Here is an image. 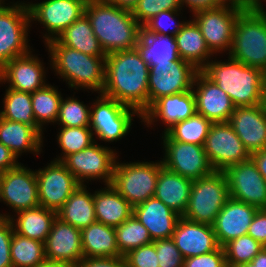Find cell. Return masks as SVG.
Returning a JSON list of instances; mask_svg holds the SVG:
<instances>
[{
	"instance_id": "cell-10",
	"label": "cell",
	"mask_w": 266,
	"mask_h": 267,
	"mask_svg": "<svg viewBox=\"0 0 266 267\" xmlns=\"http://www.w3.org/2000/svg\"><path fill=\"white\" fill-rule=\"evenodd\" d=\"M100 96V97H99ZM92 104L90 112V129L97 139L106 142L119 141L130 131L133 115H141L117 100L102 93Z\"/></svg>"
},
{
	"instance_id": "cell-11",
	"label": "cell",
	"mask_w": 266,
	"mask_h": 267,
	"mask_svg": "<svg viewBox=\"0 0 266 267\" xmlns=\"http://www.w3.org/2000/svg\"><path fill=\"white\" fill-rule=\"evenodd\" d=\"M96 142L79 152L70 154L62 161L81 185H84L86 180L95 179H102L104 185L112 184L117 153Z\"/></svg>"
},
{
	"instance_id": "cell-30",
	"label": "cell",
	"mask_w": 266,
	"mask_h": 267,
	"mask_svg": "<svg viewBox=\"0 0 266 267\" xmlns=\"http://www.w3.org/2000/svg\"><path fill=\"white\" fill-rule=\"evenodd\" d=\"M42 137L32 126L0 117V143L10 149L17 159L23 152L40 154Z\"/></svg>"
},
{
	"instance_id": "cell-42",
	"label": "cell",
	"mask_w": 266,
	"mask_h": 267,
	"mask_svg": "<svg viewBox=\"0 0 266 267\" xmlns=\"http://www.w3.org/2000/svg\"><path fill=\"white\" fill-rule=\"evenodd\" d=\"M223 248L227 267H237L241 264L251 262L264 246L246 234L229 241Z\"/></svg>"
},
{
	"instance_id": "cell-13",
	"label": "cell",
	"mask_w": 266,
	"mask_h": 267,
	"mask_svg": "<svg viewBox=\"0 0 266 267\" xmlns=\"http://www.w3.org/2000/svg\"><path fill=\"white\" fill-rule=\"evenodd\" d=\"M88 0H44L27 6L30 21H38L46 28L45 44L56 39L67 27L85 13Z\"/></svg>"
},
{
	"instance_id": "cell-29",
	"label": "cell",
	"mask_w": 266,
	"mask_h": 267,
	"mask_svg": "<svg viewBox=\"0 0 266 267\" xmlns=\"http://www.w3.org/2000/svg\"><path fill=\"white\" fill-rule=\"evenodd\" d=\"M16 214L18 215L16 219H14V216L12 217L6 213L2 214V218L10 219L15 233L40 242L46 241L53 222L57 217L56 211L42 206L22 210Z\"/></svg>"
},
{
	"instance_id": "cell-15",
	"label": "cell",
	"mask_w": 266,
	"mask_h": 267,
	"mask_svg": "<svg viewBox=\"0 0 266 267\" xmlns=\"http://www.w3.org/2000/svg\"><path fill=\"white\" fill-rule=\"evenodd\" d=\"M224 174L227 178L230 198L258 209H266V180L251 157L229 166Z\"/></svg>"
},
{
	"instance_id": "cell-24",
	"label": "cell",
	"mask_w": 266,
	"mask_h": 267,
	"mask_svg": "<svg viewBox=\"0 0 266 267\" xmlns=\"http://www.w3.org/2000/svg\"><path fill=\"white\" fill-rule=\"evenodd\" d=\"M172 238L184 259L212 252L219 247L211 225L193 222L182 216Z\"/></svg>"
},
{
	"instance_id": "cell-58",
	"label": "cell",
	"mask_w": 266,
	"mask_h": 267,
	"mask_svg": "<svg viewBox=\"0 0 266 267\" xmlns=\"http://www.w3.org/2000/svg\"><path fill=\"white\" fill-rule=\"evenodd\" d=\"M235 2L241 3L245 6H256V7H261L264 4H262L261 0H233ZM266 1V0H264Z\"/></svg>"
},
{
	"instance_id": "cell-61",
	"label": "cell",
	"mask_w": 266,
	"mask_h": 267,
	"mask_svg": "<svg viewBox=\"0 0 266 267\" xmlns=\"http://www.w3.org/2000/svg\"><path fill=\"white\" fill-rule=\"evenodd\" d=\"M2 174H3V172H0V185H1Z\"/></svg>"
},
{
	"instance_id": "cell-22",
	"label": "cell",
	"mask_w": 266,
	"mask_h": 267,
	"mask_svg": "<svg viewBox=\"0 0 266 267\" xmlns=\"http://www.w3.org/2000/svg\"><path fill=\"white\" fill-rule=\"evenodd\" d=\"M46 260L68 262L78 265L84 258L81 230L63 222L58 217L44 242Z\"/></svg>"
},
{
	"instance_id": "cell-37",
	"label": "cell",
	"mask_w": 266,
	"mask_h": 267,
	"mask_svg": "<svg viewBox=\"0 0 266 267\" xmlns=\"http://www.w3.org/2000/svg\"><path fill=\"white\" fill-rule=\"evenodd\" d=\"M140 46L150 66H168L179 60L173 36L146 34L142 30Z\"/></svg>"
},
{
	"instance_id": "cell-32",
	"label": "cell",
	"mask_w": 266,
	"mask_h": 267,
	"mask_svg": "<svg viewBox=\"0 0 266 267\" xmlns=\"http://www.w3.org/2000/svg\"><path fill=\"white\" fill-rule=\"evenodd\" d=\"M84 257H121L115 228L95 221L81 230Z\"/></svg>"
},
{
	"instance_id": "cell-7",
	"label": "cell",
	"mask_w": 266,
	"mask_h": 267,
	"mask_svg": "<svg viewBox=\"0 0 266 267\" xmlns=\"http://www.w3.org/2000/svg\"><path fill=\"white\" fill-rule=\"evenodd\" d=\"M247 6L232 1L214 8L193 12L192 19L199 27L209 50L213 54L230 51L238 15ZM217 52V53H216Z\"/></svg>"
},
{
	"instance_id": "cell-40",
	"label": "cell",
	"mask_w": 266,
	"mask_h": 267,
	"mask_svg": "<svg viewBox=\"0 0 266 267\" xmlns=\"http://www.w3.org/2000/svg\"><path fill=\"white\" fill-rule=\"evenodd\" d=\"M116 242L122 256L129 251L153 242L147 228L132 214L115 228Z\"/></svg>"
},
{
	"instance_id": "cell-20",
	"label": "cell",
	"mask_w": 266,
	"mask_h": 267,
	"mask_svg": "<svg viewBox=\"0 0 266 267\" xmlns=\"http://www.w3.org/2000/svg\"><path fill=\"white\" fill-rule=\"evenodd\" d=\"M28 54L14 58L0 68V83H8V88L22 92H35L47 85L46 72L42 61Z\"/></svg>"
},
{
	"instance_id": "cell-53",
	"label": "cell",
	"mask_w": 266,
	"mask_h": 267,
	"mask_svg": "<svg viewBox=\"0 0 266 267\" xmlns=\"http://www.w3.org/2000/svg\"><path fill=\"white\" fill-rule=\"evenodd\" d=\"M19 164L12 151L0 143V172L4 173L9 169L15 168Z\"/></svg>"
},
{
	"instance_id": "cell-26",
	"label": "cell",
	"mask_w": 266,
	"mask_h": 267,
	"mask_svg": "<svg viewBox=\"0 0 266 267\" xmlns=\"http://www.w3.org/2000/svg\"><path fill=\"white\" fill-rule=\"evenodd\" d=\"M133 214L147 228L153 241L172 237L181 218L155 196L134 206Z\"/></svg>"
},
{
	"instance_id": "cell-4",
	"label": "cell",
	"mask_w": 266,
	"mask_h": 267,
	"mask_svg": "<svg viewBox=\"0 0 266 267\" xmlns=\"http://www.w3.org/2000/svg\"><path fill=\"white\" fill-rule=\"evenodd\" d=\"M50 53V65L68 81L71 88H84L101 94L105 83L106 56H92L68 46H62L56 39L46 44Z\"/></svg>"
},
{
	"instance_id": "cell-14",
	"label": "cell",
	"mask_w": 266,
	"mask_h": 267,
	"mask_svg": "<svg viewBox=\"0 0 266 267\" xmlns=\"http://www.w3.org/2000/svg\"><path fill=\"white\" fill-rule=\"evenodd\" d=\"M39 205L58 211L81 185L75 176L59 161H51L44 169L35 171Z\"/></svg>"
},
{
	"instance_id": "cell-45",
	"label": "cell",
	"mask_w": 266,
	"mask_h": 267,
	"mask_svg": "<svg viewBox=\"0 0 266 267\" xmlns=\"http://www.w3.org/2000/svg\"><path fill=\"white\" fill-rule=\"evenodd\" d=\"M166 10H182L180 0H139L131 13L143 26L153 16Z\"/></svg>"
},
{
	"instance_id": "cell-46",
	"label": "cell",
	"mask_w": 266,
	"mask_h": 267,
	"mask_svg": "<svg viewBox=\"0 0 266 267\" xmlns=\"http://www.w3.org/2000/svg\"><path fill=\"white\" fill-rule=\"evenodd\" d=\"M159 267H183L184 258L172 237L154 240Z\"/></svg>"
},
{
	"instance_id": "cell-47",
	"label": "cell",
	"mask_w": 266,
	"mask_h": 267,
	"mask_svg": "<svg viewBox=\"0 0 266 267\" xmlns=\"http://www.w3.org/2000/svg\"><path fill=\"white\" fill-rule=\"evenodd\" d=\"M127 267H159L155 244L137 247L124 255Z\"/></svg>"
},
{
	"instance_id": "cell-33",
	"label": "cell",
	"mask_w": 266,
	"mask_h": 267,
	"mask_svg": "<svg viewBox=\"0 0 266 267\" xmlns=\"http://www.w3.org/2000/svg\"><path fill=\"white\" fill-rule=\"evenodd\" d=\"M86 187L85 184L80 185L56 211L60 220L80 230L97 221L93 193H90Z\"/></svg>"
},
{
	"instance_id": "cell-8",
	"label": "cell",
	"mask_w": 266,
	"mask_h": 267,
	"mask_svg": "<svg viewBox=\"0 0 266 267\" xmlns=\"http://www.w3.org/2000/svg\"><path fill=\"white\" fill-rule=\"evenodd\" d=\"M8 5V6H6ZM0 4V68L14 58L28 54L31 25L27 3Z\"/></svg>"
},
{
	"instance_id": "cell-56",
	"label": "cell",
	"mask_w": 266,
	"mask_h": 267,
	"mask_svg": "<svg viewBox=\"0 0 266 267\" xmlns=\"http://www.w3.org/2000/svg\"><path fill=\"white\" fill-rule=\"evenodd\" d=\"M257 267H266V247H264L251 261Z\"/></svg>"
},
{
	"instance_id": "cell-16",
	"label": "cell",
	"mask_w": 266,
	"mask_h": 267,
	"mask_svg": "<svg viewBox=\"0 0 266 267\" xmlns=\"http://www.w3.org/2000/svg\"><path fill=\"white\" fill-rule=\"evenodd\" d=\"M162 165L185 178L197 180L214 172L202 145L163 140Z\"/></svg>"
},
{
	"instance_id": "cell-52",
	"label": "cell",
	"mask_w": 266,
	"mask_h": 267,
	"mask_svg": "<svg viewBox=\"0 0 266 267\" xmlns=\"http://www.w3.org/2000/svg\"><path fill=\"white\" fill-rule=\"evenodd\" d=\"M232 1L233 0H180L182 7H184L185 4L186 7L190 8L192 13L201 9L218 7Z\"/></svg>"
},
{
	"instance_id": "cell-28",
	"label": "cell",
	"mask_w": 266,
	"mask_h": 267,
	"mask_svg": "<svg viewBox=\"0 0 266 267\" xmlns=\"http://www.w3.org/2000/svg\"><path fill=\"white\" fill-rule=\"evenodd\" d=\"M95 216L98 222L118 227L133 214V206L112 186L93 193Z\"/></svg>"
},
{
	"instance_id": "cell-57",
	"label": "cell",
	"mask_w": 266,
	"mask_h": 267,
	"mask_svg": "<svg viewBox=\"0 0 266 267\" xmlns=\"http://www.w3.org/2000/svg\"><path fill=\"white\" fill-rule=\"evenodd\" d=\"M37 267H77V266L72 263H68V262L45 260L43 263H41Z\"/></svg>"
},
{
	"instance_id": "cell-50",
	"label": "cell",
	"mask_w": 266,
	"mask_h": 267,
	"mask_svg": "<svg viewBox=\"0 0 266 267\" xmlns=\"http://www.w3.org/2000/svg\"><path fill=\"white\" fill-rule=\"evenodd\" d=\"M247 234L266 247V209L257 210Z\"/></svg>"
},
{
	"instance_id": "cell-25",
	"label": "cell",
	"mask_w": 266,
	"mask_h": 267,
	"mask_svg": "<svg viewBox=\"0 0 266 267\" xmlns=\"http://www.w3.org/2000/svg\"><path fill=\"white\" fill-rule=\"evenodd\" d=\"M196 112L195 97L192 90L157 99L142 115L141 122L147 127L162 120L166 124L163 132L177 122L191 117ZM158 119V120H157ZM156 120V121H155Z\"/></svg>"
},
{
	"instance_id": "cell-23",
	"label": "cell",
	"mask_w": 266,
	"mask_h": 267,
	"mask_svg": "<svg viewBox=\"0 0 266 267\" xmlns=\"http://www.w3.org/2000/svg\"><path fill=\"white\" fill-rule=\"evenodd\" d=\"M257 210L255 206L229 198L212 225L219 246L246 235Z\"/></svg>"
},
{
	"instance_id": "cell-35",
	"label": "cell",
	"mask_w": 266,
	"mask_h": 267,
	"mask_svg": "<svg viewBox=\"0 0 266 267\" xmlns=\"http://www.w3.org/2000/svg\"><path fill=\"white\" fill-rule=\"evenodd\" d=\"M5 92L2 101L4 106L0 111V117L32 126L42 136L43 130L35 122L31 93L10 88L6 89Z\"/></svg>"
},
{
	"instance_id": "cell-39",
	"label": "cell",
	"mask_w": 266,
	"mask_h": 267,
	"mask_svg": "<svg viewBox=\"0 0 266 267\" xmlns=\"http://www.w3.org/2000/svg\"><path fill=\"white\" fill-rule=\"evenodd\" d=\"M10 254L13 267H37L46 260L44 242L21 236L14 231Z\"/></svg>"
},
{
	"instance_id": "cell-1",
	"label": "cell",
	"mask_w": 266,
	"mask_h": 267,
	"mask_svg": "<svg viewBox=\"0 0 266 267\" xmlns=\"http://www.w3.org/2000/svg\"><path fill=\"white\" fill-rule=\"evenodd\" d=\"M150 64L141 46L106 55L102 94L142 115L149 108Z\"/></svg>"
},
{
	"instance_id": "cell-18",
	"label": "cell",
	"mask_w": 266,
	"mask_h": 267,
	"mask_svg": "<svg viewBox=\"0 0 266 267\" xmlns=\"http://www.w3.org/2000/svg\"><path fill=\"white\" fill-rule=\"evenodd\" d=\"M22 165L7 170L1 178L0 201L15 213L40 206L36 172Z\"/></svg>"
},
{
	"instance_id": "cell-44",
	"label": "cell",
	"mask_w": 266,
	"mask_h": 267,
	"mask_svg": "<svg viewBox=\"0 0 266 267\" xmlns=\"http://www.w3.org/2000/svg\"><path fill=\"white\" fill-rule=\"evenodd\" d=\"M180 12L181 10L162 11L148 20L142 26V29L146 34L175 37L186 22L184 20L181 22L178 21V23L176 22L175 17L179 16Z\"/></svg>"
},
{
	"instance_id": "cell-59",
	"label": "cell",
	"mask_w": 266,
	"mask_h": 267,
	"mask_svg": "<svg viewBox=\"0 0 266 267\" xmlns=\"http://www.w3.org/2000/svg\"><path fill=\"white\" fill-rule=\"evenodd\" d=\"M262 106L266 112V77H265L264 85H263Z\"/></svg>"
},
{
	"instance_id": "cell-34",
	"label": "cell",
	"mask_w": 266,
	"mask_h": 267,
	"mask_svg": "<svg viewBox=\"0 0 266 267\" xmlns=\"http://www.w3.org/2000/svg\"><path fill=\"white\" fill-rule=\"evenodd\" d=\"M56 40L62 46H68L88 55L106 56L85 13L67 27Z\"/></svg>"
},
{
	"instance_id": "cell-5",
	"label": "cell",
	"mask_w": 266,
	"mask_h": 267,
	"mask_svg": "<svg viewBox=\"0 0 266 267\" xmlns=\"http://www.w3.org/2000/svg\"><path fill=\"white\" fill-rule=\"evenodd\" d=\"M229 57L266 73V11L247 6L239 15Z\"/></svg>"
},
{
	"instance_id": "cell-54",
	"label": "cell",
	"mask_w": 266,
	"mask_h": 267,
	"mask_svg": "<svg viewBox=\"0 0 266 267\" xmlns=\"http://www.w3.org/2000/svg\"><path fill=\"white\" fill-rule=\"evenodd\" d=\"M262 177L266 180V148L251 154Z\"/></svg>"
},
{
	"instance_id": "cell-21",
	"label": "cell",
	"mask_w": 266,
	"mask_h": 267,
	"mask_svg": "<svg viewBox=\"0 0 266 267\" xmlns=\"http://www.w3.org/2000/svg\"><path fill=\"white\" fill-rule=\"evenodd\" d=\"M228 123L250 155L266 148V112L262 104L235 107Z\"/></svg>"
},
{
	"instance_id": "cell-12",
	"label": "cell",
	"mask_w": 266,
	"mask_h": 267,
	"mask_svg": "<svg viewBox=\"0 0 266 267\" xmlns=\"http://www.w3.org/2000/svg\"><path fill=\"white\" fill-rule=\"evenodd\" d=\"M203 148L212 168L219 172L251 157L228 122L212 124Z\"/></svg>"
},
{
	"instance_id": "cell-51",
	"label": "cell",
	"mask_w": 266,
	"mask_h": 267,
	"mask_svg": "<svg viewBox=\"0 0 266 267\" xmlns=\"http://www.w3.org/2000/svg\"><path fill=\"white\" fill-rule=\"evenodd\" d=\"M77 267H127L124 256L121 257H84Z\"/></svg>"
},
{
	"instance_id": "cell-48",
	"label": "cell",
	"mask_w": 266,
	"mask_h": 267,
	"mask_svg": "<svg viewBox=\"0 0 266 267\" xmlns=\"http://www.w3.org/2000/svg\"><path fill=\"white\" fill-rule=\"evenodd\" d=\"M183 267H227L223 247L216 250L184 259Z\"/></svg>"
},
{
	"instance_id": "cell-3",
	"label": "cell",
	"mask_w": 266,
	"mask_h": 267,
	"mask_svg": "<svg viewBox=\"0 0 266 267\" xmlns=\"http://www.w3.org/2000/svg\"><path fill=\"white\" fill-rule=\"evenodd\" d=\"M201 71L232 100L235 107L262 104L266 73L228 57L207 63Z\"/></svg>"
},
{
	"instance_id": "cell-6",
	"label": "cell",
	"mask_w": 266,
	"mask_h": 267,
	"mask_svg": "<svg viewBox=\"0 0 266 267\" xmlns=\"http://www.w3.org/2000/svg\"><path fill=\"white\" fill-rule=\"evenodd\" d=\"M229 198L224 172L214 171L211 175L193 180L187 209L182 217L212 226Z\"/></svg>"
},
{
	"instance_id": "cell-43",
	"label": "cell",
	"mask_w": 266,
	"mask_h": 267,
	"mask_svg": "<svg viewBox=\"0 0 266 267\" xmlns=\"http://www.w3.org/2000/svg\"><path fill=\"white\" fill-rule=\"evenodd\" d=\"M90 112L91 107L74 96L66 99L62 97L56 123L61 127L90 126Z\"/></svg>"
},
{
	"instance_id": "cell-41",
	"label": "cell",
	"mask_w": 266,
	"mask_h": 267,
	"mask_svg": "<svg viewBox=\"0 0 266 267\" xmlns=\"http://www.w3.org/2000/svg\"><path fill=\"white\" fill-rule=\"evenodd\" d=\"M57 134V143L62 150L61 157L55 161L62 162L70 154L79 152L95 142L93 131L85 127H61Z\"/></svg>"
},
{
	"instance_id": "cell-60",
	"label": "cell",
	"mask_w": 266,
	"mask_h": 267,
	"mask_svg": "<svg viewBox=\"0 0 266 267\" xmlns=\"http://www.w3.org/2000/svg\"><path fill=\"white\" fill-rule=\"evenodd\" d=\"M237 267H257V266L252 262H248V263L241 264Z\"/></svg>"
},
{
	"instance_id": "cell-55",
	"label": "cell",
	"mask_w": 266,
	"mask_h": 267,
	"mask_svg": "<svg viewBox=\"0 0 266 267\" xmlns=\"http://www.w3.org/2000/svg\"><path fill=\"white\" fill-rule=\"evenodd\" d=\"M106 1L122 9H127L129 11H132L139 0H106Z\"/></svg>"
},
{
	"instance_id": "cell-49",
	"label": "cell",
	"mask_w": 266,
	"mask_h": 267,
	"mask_svg": "<svg viewBox=\"0 0 266 267\" xmlns=\"http://www.w3.org/2000/svg\"><path fill=\"white\" fill-rule=\"evenodd\" d=\"M13 226L9 218H0V267H13L10 245Z\"/></svg>"
},
{
	"instance_id": "cell-27",
	"label": "cell",
	"mask_w": 266,
	"mask_h": 267,
	"mask_svg": "<svg viewBox=\"0 0 266 267\" xmlns=\"http://www.w3.org/2000/svg\"><path fill=\"white\" fill-rule=\"evenodd\" d=\"M193 181L166 169L159 161L155 197L183 216L187 209Z\"/></svg>"
},
{
	"instance_id": "cell-9",
	"label": "cell",
	"mask_w": 266,
	"mask_h": 267,
	"mask_svg": "<svg viewBox=\"0 0 266 267\" xmlns=\"http://www.w3.org/2000/svg\"><path fill=\"white\" fill-rule=\"evenodd\" d=\"M158 175L159 161H116L112 186L134 207L155 195Z\"/></svg>"
},
{
	"instance_id": "cell-2",
	"label": "cell",
	"mask_w": 266,
	"mask_h": 267,
	"mask_svg": "<svg viewBox=\"0 0 266 267\" xmlns=\"http://www.w3.org/2000/svg\"><path fill=\"white\" fill-rule=\"evenodd\" d=\"M85 14L106 55L140 46L143 29L131 11L106 0H88Z\"/></svg>"
},
{
	"instance_id": "cell-17",
	"label": "cell",
	"mask_w": 266,
	"mask_h": 267,
	"mask_svg": "<svg viewBox=\"0 0 266 267\" xmlns=\"http://www.w3.org/2000/svg\"><path fill=\"white\" fill-rule=\"evenodd\" d=\"M198 71L193 64L182 59L168 66H150L149 107L161 97L192 90Z\"/></svg>"
},
{
	"instance_id": "cell-36",
	"label": "cell",
	"mask_w": 266,
	"mask_h": 267,
	"mask_svg": "<svg viewBox=\"0 0 266 267\" xmlns=\"http://www.w3.org/2000/svg\"><path fill=\"white\" fill-rule=\"evenodd\" d=\"M212 124V121L195 112L188 119L172 125L162 134V139L203 146Z\"/></svg>"
},
{
	"instance_id": "cell-62",
	"label": "cell",
	"mask_w": 266,
	"mask_h": 267,
	"mask_svg": "<svg viewBox=\"0 0 266 267\" xmlns=\"http://www.w3.org/2000/svg\"><path fill=\"white\" fill-rule=\"evenodd\" d=\"M5 1L4 0H0V4H3Z\"/></svg>"
},
{
	"instance_id": "cell-31",
	"label": "cell",
	"mask_w": 266,
	"mask_h": 267,
	"mask_svg": "<svg viewBox=\"0 0 266 267\" xmlns=\"http://www.w3.org/2000/svg\"><path fill=\"white\" fill-rule=\"evenodd\" d=\"M174 38L179 59L190 62L198 70H201L214 56L193 20H187Z\"/></svg>"
},
{
	"instance_id": "cell-38",
	"label": "cell",
	"mask_w": 266,
	"mask_h": 267,
	"mask_svg": "<svg viewBox=\"0 0 266 267\" xmlns=\"http://www.w3.org/2000/svg\"><path fill=\"white\" fill-rule=\"evenodd\" d=\"M31 100L35 122L41 129L46 123L56 122L62 95L55 86L47 84L45 87L32 92Z\"/></svg>"
},
{
	"instance_id": "cell-19",
	"label": "cell",
	"mask_w": 266,
	"mask_h": 267,
	"mask_svg": "<svg viewBox=\"0 0 266 267\" xmlns=\"http://www.w3.org/2000/svg\"><path fill=\"white\" fill-rule=\"evenodd\" d=\"M192 91L197 113L202 114L213 123L229 121L235 110L231 98L201 70L195 76Z\"/></svg>"
}]
</instances>
